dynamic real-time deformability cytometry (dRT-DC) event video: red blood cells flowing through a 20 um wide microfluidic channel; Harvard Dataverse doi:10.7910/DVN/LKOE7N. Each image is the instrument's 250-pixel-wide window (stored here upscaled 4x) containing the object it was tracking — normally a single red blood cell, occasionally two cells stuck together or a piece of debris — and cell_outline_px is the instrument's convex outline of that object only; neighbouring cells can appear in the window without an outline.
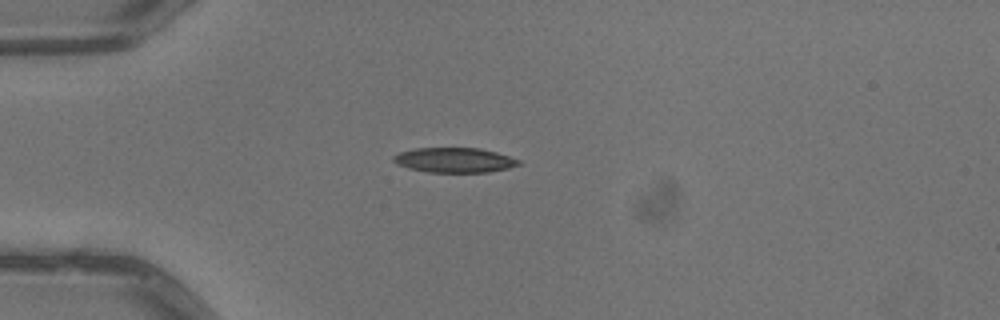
{"species": "common noctule bat (a hibernating species)", "species_latin": "Nyctalus noctula", "temperature_condition": "warm", "stored_images_in_passage": 3, "camera_frame_rate_fps": 3000, "um_per_image_px": 0.085, "animal": {"sex": "male", "body_mass_g": 13.3}, "frame": {"image": 1, "passage_image": 3, "time_ms": 0.667, "image_size_px": [1000, 320], "cell_outline_px": [[520, 164], [508, 168], [488, 172], [428, 172], [408, 168], [396, 164], [392, 160], [392, 156], [400, 152], [416, 148], [480, 148], [496, 152], [520, 160]], "centroid_in_image_um": [38.59, 13.61], "position_along_channel_um": 46.4, "area_um2": 18.09}}